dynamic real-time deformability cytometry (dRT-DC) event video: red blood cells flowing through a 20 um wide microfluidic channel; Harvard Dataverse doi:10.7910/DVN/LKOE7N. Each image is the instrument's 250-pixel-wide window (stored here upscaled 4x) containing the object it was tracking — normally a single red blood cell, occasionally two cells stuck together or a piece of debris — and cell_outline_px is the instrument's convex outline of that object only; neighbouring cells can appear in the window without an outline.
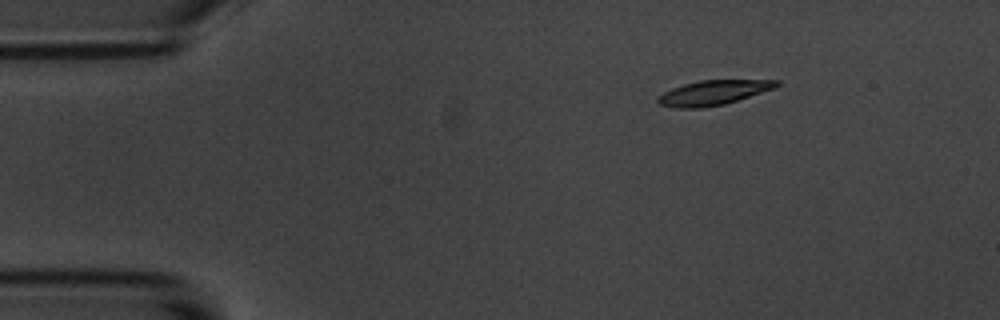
{"species": "common noctule bat (a hibernating species)", "species_latin": "Nyctalus noctula", "temperature_condition": "room temperature", "stored_images_in_passage": 5, "camera_frame_rate_fps": 3000, "um_per_image_px": 0.085, "animal": {"sex": "male", "body_mass_g": 20.1, "forearm_length_mm": 53.5}, "frame": {"image": 1, "passage_image": 2, "time_ms": 1.333, "image_size_px": [1000, 320], "cell_outline_px": [[780, 84], [776, 88], [724, 104], [700, 108], [676, 108], [660, 104], [656, 100], [656, 96], [672, 88], [684, 84], [700, 80], [780, 80]], "centroid_in_image_um": [60.62, 7.87], "position_along_channel_um": 24.4, "area_um2": 17.05}}
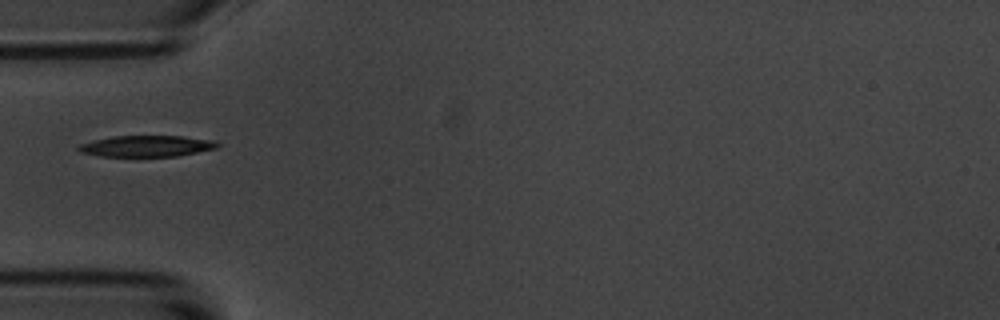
{"frame": {"image": 2, "passage_image": 5, "time_ms": 4.667, "image_size_px": [1000, 320], "cell_outline_px": [[220, 148], [176, 156], [100, 156], [80, 152], [76, 148], [80, 144], [92, 140], [112, 136], [184, 136], [216, 140], [220, 144]], "centroid_in_image_um": [12.51, 12.41], "position_along_channel_um": 72.5, "area_um2": 17.34}}